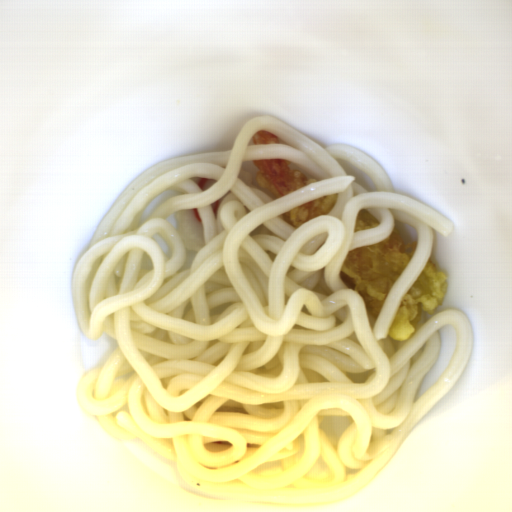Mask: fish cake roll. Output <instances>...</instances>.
<instances>
[{
  "label": "fish cake roll",
  "mask_w": 512,
  "mask_h": 512,
  "mask_svg": "<svg viewBox=\"0 0 512 512\" xmlns=\"http://www.w3.org/2000/svg\"><path fill=\"white\" fill-rule=\"evenodd\" d=\"M174 221L187 252H200L206 246L203 220L197 208L174 212Z\"/></svg>",
  "instance_id": "14b837c1"
},
{
  "label": "fish cake roll",
  "mask_w": 512,
  "mask_h": 512,
  "mask_svg": "<svg viewBox=\"0 0 512 512\" xmlns=\"http://www.w3.org/2000/svg\"><path fill=\"white\" fill-rule=\"evenodd\" d=\"M192 180L200 190H207L209 187H211L213 184H215L217 181L207 178V177H193L189 178Z\"/></svg>",
  "instance_id": "80858fc9"
},
{
  "label": "fish cake roll",
  "mask_w": 512,
  "mask_h": 512,
  "mask_svg": "<svg viewBox=\"0 0 512 512\" xmlns=\"http://www.w3.org/2000/svg\"><path fill=\"white\" fill-rule=\"evenodd\" d=\"M238 178L244 182L248 187H252L253 186V179H254V176L252 174V172H247V171H244L243 167L239 173V176Z\"/></svg>",
  "instance_id": "0198cecc"
},
{
  "label": "fish cake roll",
  "mask_w": 512,
  "mask_h": 512,
  "mask_svg": "<svg viewBox=\"0 0 512 512\" xmlns=\"http://www.w3.org/2000/svg\"><path fill=\"white\" fill-rule=\"evenodd\" d=\"M231 192L232 191L229 189V191L226 194H224L221 198H219L217 201H215L214 203L211 204V208H212V212H213L215 221H218V210H219V207H220L222 201Z\"/></svg>",
  "instance_id": "ead4d028"
}]
</instances>
